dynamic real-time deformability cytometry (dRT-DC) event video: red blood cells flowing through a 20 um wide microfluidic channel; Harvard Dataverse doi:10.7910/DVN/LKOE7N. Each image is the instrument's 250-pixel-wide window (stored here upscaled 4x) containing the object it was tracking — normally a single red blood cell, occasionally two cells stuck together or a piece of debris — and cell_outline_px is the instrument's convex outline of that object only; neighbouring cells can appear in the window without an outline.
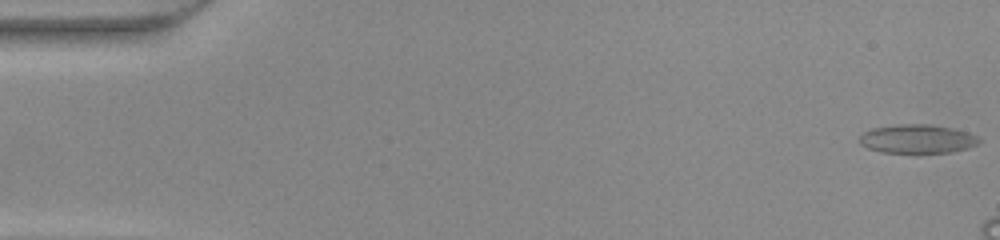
{"species": "common noctule bat (a hibernating species)", "species_latin": "Nyctalus noctula", "temperature_condition": "warm", "stored_images_in_passage": 9, "camera_frame_rate_fps": 3000, "um_per_image_px": 0.085, "animal": {"sex": "female", "body_mass_g": 22.0, "forearm_length_mm": 56.7}, "frame": {"image": 1, "passage_image": 1, "time_ms": 0.0, "image_size_px": [1000, 240], "cell_outline_px": [[980, 140], [976, 144], [968, 148], [952, 152], [916, 156], [880, 152], [868, 148], [860, 144], [860, 136], [864, 132], [872, 128], [900, 124], [928, 124], [952, 128], [968, 132], [976, 136]], "centroid_in_image_um": [77.95, 11.86], "position_along_channel_um": 7.0, "area_um2": 20.87}}